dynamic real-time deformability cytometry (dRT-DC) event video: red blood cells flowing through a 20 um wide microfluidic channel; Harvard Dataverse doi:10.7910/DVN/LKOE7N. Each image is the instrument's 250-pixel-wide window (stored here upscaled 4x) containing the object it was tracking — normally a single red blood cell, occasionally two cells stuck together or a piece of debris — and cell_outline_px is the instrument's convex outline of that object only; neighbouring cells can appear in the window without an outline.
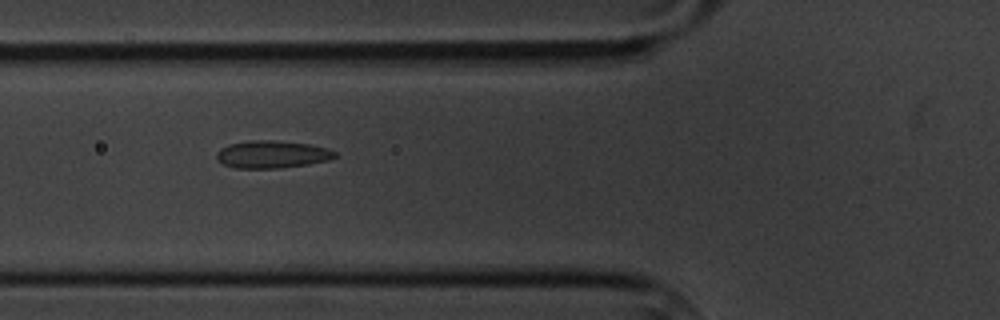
{"species": "common noctule bat (a hibernating species)", "species_latin": "Nyctalus noctula", "temperature_condition": "cold", "stored_images_in_passage": 7, "camera_frame_rate_fps": 3000, "um_per_image_px": 0.085, "animal": {"sex": "male", "body_mass_g": 20.1, "forearm_length_mm": 53.5}, "frame": {"image": 1, "passage_image": 4, "time_ms": 3.333, "image_size_px": [1000, 320], "cell_outline_px": [[336, 156], [328, 160], [308, 164], [280, 168], [236, 168], [224, 164], [216, 156], [216, 152], [220, 148], [228, 144], [248, 140], [272, 140], [308, 144], [328, 148], [336, 152]], "centroid_in_image_um": [23.11, 13.11], "position_along_channel_um": 102.7, "area_um2": 18.9}}
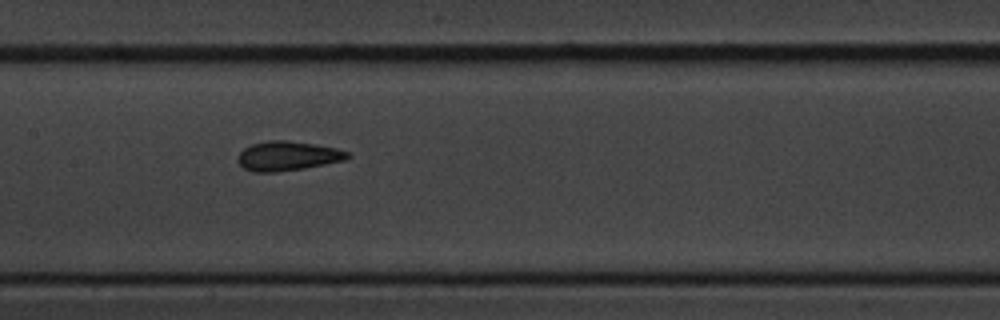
{"frame": {"image": 2, "passage_image": 6, "time_ms": 5.667, "image_size_px": [1000, 320], "cell_outline_px": [[352, 156], [344, 160], [304, 168], [276, 172], [252, 172], [244, 168], [236, 160], [236, 156], [244, 148], [252, 144], [268, 140], [288, 140], [316, 144], [336, 148], [348, 152]], "centroid_in_image_um": [24.42, 13.25], "position_along_channel_um": 183.0, "area_um2": 18.9}}
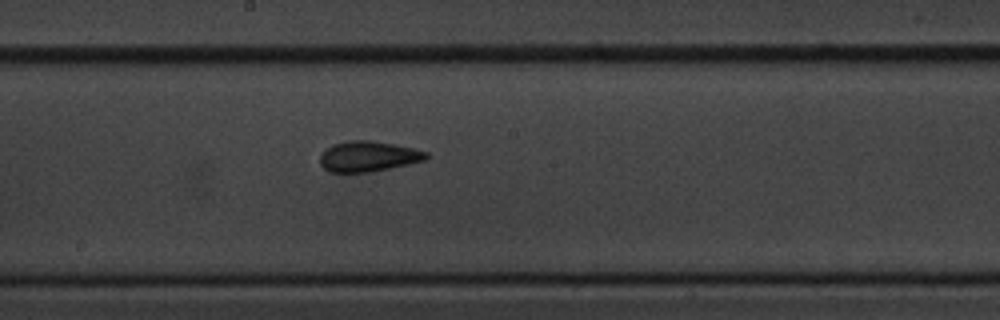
{"frame": {"image": 3, "passage_image": 7, "time_ms": 6.667, "image_size_px": [1000, 320], "cell_outline_px": [[428, 160], [368, 172], [328, 172], [320, 164], [320, 156], [332, 144], [348, 140], [372, 140], [412, 148], [428, 152]], "centroid_in_image_um": [31.3, 13.29], "position_along_channel_um": 216.9, "area_um2": 18.73}}